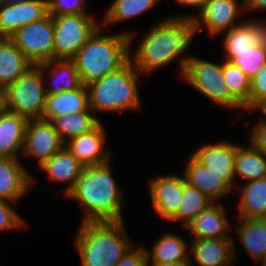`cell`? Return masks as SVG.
Returning a JSON list of instances; mask_svg holds the SVG:
<instances>
[{"label": "cell", "instance_id": "1", "mask_svg": "<svg viewBox=\"0 0 266 266\" xmlns=\"http://www.w3.org/2000/svg\"><path fill=\"white\" fill-rule=\"evenodd\" d=\"M167 16L154 22L140 39L136 38L137 32H129L130 45L137 42V46H130V60L145 77L174 62L179 65L181 77L186 61L192 56L187 50L197 35L195 22L190 18Z\"/></svg>", "mask_w": 266, "mask_h": 266}, {"label": "cell", "instance_id": "2", "mask_svg": "<svg viewBox=\"0 0 266 266\" xmlns=\"http://www.w3.org/2000/svg\"><path fill=\"white\" fill-rule=\"evenodd\" d=\"M111 162L84 167L74 188L65 197L83 210L82 222H122L124 195L113 175Z\"/></svg>", "mask_w": 266, "mask_h": 266}, {"label": "cell", "instance_id": "3", "mask_svg": "<svg viewBox=\"0 0 266 266\" xmlns=\"http://www.w3.org/2000/svg\"><path fill=\"white\" fill-rule=\"evenodd\" d=\"M73 244L81 266H115L136 244L122 222H82Z\"/></svg>", "mask_w": 266, "mask_h": 266}, {"label": "cell", "instance_id": "4", "mask_svg": "<svg viewBox=\"0 0 266 266\" xmlns=\"http://www.w3.org/2000/svg\"><path fill=\"white\" fill-rule=\"evenodd\" d=\"M129 31L108 33L100 26L72 58L83 85L123 67L130 60Z\"/></svg>", "mask_w": 266, "mask_h": 266}, {"label": "cell", "instance_id": "5", "mask_svg": "<svg viewBox=\"0 0 266 266\" xmlns=\"http://www.w3.org/2000/svg\"><path fill=\"white\" fill-rule=\"evenodd\" d=\"M142 75L129 60L120 69L87 85L90 108L97 113H127L142 110L139 78Z\"/></svg>", "mask_w": 266, "mask_h": 266}, {"label": "cell", "instance_id": "6", "mask_svg": "<svg viewBox=\"0 0 266 266\" xmlns=\"http://www.w3.org/2000/svg\"><path fill=\"white\" fill-rule=\"evenodd\" d=\"M220 62L192 55L186 61L180 79L218 107L244 111V107L229 92L223 74V61Z\"/></svg>", "mask_w": 266, "mask_h": 266}, {"label": "cell", "instance_id": "7", "mask_svg": "<svg viewBox=\"0 0 266 266\" xmlns=\"http://www.w3.org/2000/svg\"><path fill=\"white\" fill-rule=\"evenodd\" d=\"M46 96L40 65H33L3 90V108L28 119L42 118Z\"/></svg>", "mask_w": 266, "mask_h": 266}, {"label": "cell", "instance_id": "8", "mask_svg": "<svg viewBox=\"0 0 266 266\" xmlns=\"http://www.w3.org/2000/svg\"><path fill=\"white\" fill-rule=\"evenodd\" d=\"M89 13L52 15L54 59H72L101 26Z\"/></svg>", "mask_w": 266, "mask_h": 266}, {"label": "cell", "instance_id": "9", "mask_svg": "<svg viewBox=\"0 0 266 266\" xmlns=\"http://www.w3.org/2000/svg\"><path fill=\"white\" fill-rule=\"evenodd\" d=\"M53 37V16L48 14L20 28L10 38L33 65H39L54 59Z\"/></svg>", "mask_w": 266, "mask_h": 266}, {"label": "cell", "instance_id": "10", "mask_svg": "<svg viewBox=\"0 0 266 266\" xmlns=\"http://www.w3.org/2000/svg\"><path fill=\"white\" fill-rule=\"evenodd\" d=\"M244 14V0H208L193 21L197 34L205 29L211 38H219L220 34L241 24L239 19Z\"/></svg>", "mask_w": 266, "mask_h": 266}, {"label": "cell", "instance_id": "11", "mask_svg": "<svg viewBox=\"0 0 266 266\" xmlns=\"http://www.w3.org/2000/svg\"><path fill=\"white\" fill-rule=\"evenodd\" d=\"M65 146L52 123L42 118L29 119L21 158L37 160L38 168Z\"/></svg>", "mask_w": 266, "mask_h": 266}, {"label": "cell", "instance_id": "12", "mask_svg": "<svg viewBox=\"0 0 266 266\" xmlns=\"http://www.w3.org/2000/svg\"><path fill=\"white\" fill-rule=\"evenodd\" d=\"M189 239V260L192 266L196 263V266H233L234 261L238 260V244H235L233 237Z\"/></svg>", "mask_w": 266, "mask_h": 266}, {"label": "cell", "instance_id": "13", "mask_svg": "<svg viewBox=\"0 0 266 266\" xmlns=\"http://www.w3.org/2000/svg\"><path fill=\"white\" fill-rule=\"evenodd\" d=\"M150 201L155 214L168 221L178 210L183 198V174L168 173L148 181Z\"/></svg>", "mask_w": 266, "mask_h": 266}, {"label": "cell", "instance_id": "14", "mask_svg": "<svg viewBox=\"0 0 266 266\" xmlns=\"http://www.w3.org/2000/svg\"><path fill=\"white\" fill-rule=\"evenodd\" d=\"M101 121L94 129L73 137L65 142V147L85 167L101 165L113 160L109 148H106L107 133Z\"/></svg>", "mask_w": 266, "mask_h": 266}, {"label": "cell", "instance_id": "15", "mask_svg": "<svg viewBox=\"0 0 266 266\" xmlns=\"http://www.w3.org/2000/svg\"><path fill=\"white\" fill-rule=\"evenodd\" d=\"M191 154L204 166L210 168L225 180L234 190L236 143L216 141L198 146Z\"/></svg>", "mask_w": 266, "mask_h": 266}, {"label": "cell", "instance_id": "16", "mask_svg": "<svg viewBox=\"0 0 266 266\" xmlns=\"http://www.w3.org/2000/svg\"><path fill=\"white\" fill-rule=\"evenodd\" d=\"M49 14L48 0H28L0 6V37L10 38L20 28Z\"/></svg>", "mask_w": 266, "mask_h": 266}, {"label": "cell", "instance_id": "17", "mask_svg": "<svg viewBox=\"0 0 266 266\" xmlns=\"http://www.w3.org/2000/svg\"><path fill=\"white\" fill-rule=\"evenodd\" d=\"M36 181L22 160L0 157V199L17 203L32 192Z\"/></svg>", "mask_w": 266, "mask_h": 266}, {"label": "cell", "instance_id": "18", "mask_svg": "<svg viewBox=\"0 0 266 266\" xmlns=\"http://www.w3.org/2000/svg\"><path fill=\"white\" fill-rule=\"evenodd\" d=\"M228 210L223 202H213L184 228L189 238L212 239L233 237ZM232 234V235H231Z\"/></svg>", "mask_w": 266, "mask_h": 266}, {"label": "cell", "instance_id": "19", "mask_svg": "<svg viewBox=\"0 0 266 266\" xmlns=\"http://www.w3.org/2000/svg\"><path fill=\"white\" fill-rule=\"evenodd\" d=\"M185 161L182 170L185 181L213 202H222L227 194L233 193V188L225 180L200 163L192 154Z\"/></svg>", "mask_w": 266, "mask_h": 266}, {"label": "cell", "instance_id": "20", "mask_svg": "<svg viewBox=\"0 0 266 266\" xmlns=\"http://www.w3.org/2000/svg\"><path fill=\"white\" fill-rule=\"evenodd\" d=\"M254 19L244 20L223 35L220 34L222 51L244 52L253 46H266V20L262 17Z\"/></svg>", "mask_w": 266, "mask_h": 266}, {"label": "cell", "instance_id": "21", "mask_svg": "<svg viewBox=\"0 0 266 266\" xmlns=\"http://www.w3.org/2000/svg\"><path fill=\"white\" fill-rule=\"evenodd\" d=\"M84 165L81 164L73 154L64 146L54 155H52L39 168L45 172L47 179L51 182L64 183L61 192L64 197L74 188L77 180L82 174Z\"/></svg>", "mask_w": 266, "mask_h": 266}, {"label": "cell", "instance_id": "22", "mask_svg": "<svg viewBox=\"0 0 266 266\" xmlns=\"http://www.w3.org/2000/svg\"><path fill=\"white\" fill-rule=\"evenodd\" d=\"M28 120L4 108L0 110V157L21 158Z\"/></svg>", "mask_w": 266, "mask_h": 266}, {"label": "cell", "instance_id": "23", "mask_svg": "<svg viewBox=\"0 0 266 266\" xmlns=\"http://www.w3.org/2000/svg\"><path fill=\"white\" fill-rule=\"evenodd\" d=\"M40 65L47 94H59L83 84L72 59H53Z\"/></svg>", "mask_w": 266, "mask_h": 266}, {"label": "cell", "instance_id": "24", "mask_svg": "<svg viewBox=\"0 0 266 266\" xmlns=\"http://www.w3.org/2000/svg\"><path fill=\"white\" fill-rule=\"evenodd\" d=\"M153 246L145 247L148 264H167L180 261H190V239L185 240L178 233L162 232L161 235L153 241Z\"/></svg>", "mask_w": 266, "mask_h": 266}, {"label": "cell", "instance_id": "25", "mask_svg": "<svg viewBox=\"0 0 266 266\" xmlns=\"http://www.w3.org/2000/svg\"><path fill=\"white\" fill-rule=\"evenodd\" d=\"M237 189V190H236ZM239 193L237 217L246 220L266 218V178L238 183L235 190ZM239 203V204H238Z\"/></svg>", "mask_w": 266, "mask_h": 266}, {"label": "cell", "instance_id": "26", "mask_svg": "<svg viewBox=\"0 0 266 266\" xmlns=\"http://www.w3.org/2000/svg\"><path fill=\"white\" fill-rule=\"evenodd\" d=\"M92 111L87 85L59 94H47L42 119L50 121L53 117Z\"/></svg>", "mask_w": 266, "mask_h": 266}, {"label": "cell", "instance_id": "27", "mask_svg": "<svg viewBox=\"0 0 266 266\" xmlns=\"http://www.w3.org/2000/svg\"><path fill=\"white\" fill-rule=\"evenodd\" d=\"M33 64L11 38L0 37V88L4 90Z\"/></svg>", "mask_w": 266, "mask_h": 266}, {"label": "cell", "instance_id": "28", "mask_svg": "<svg viewBox=\"0 0 266 266\" xmlns=\"http://www.w3.org/2000/svg\"><path fill=\"white\" fill-rule=\"evenodd\" d=\"M238 224H234V234L238 236V242L246 250L252 262H258L266 255V218L246 220L237 218Z\"/></svg>", "mask_w": 266, "mask_h": 266}, {"label": "cell", "instance_id": "29", "mask_svg": "<svg viewBox=\"0 0 266 266\" xmlns=\"http://www.w3.org/2000/svg\"><path fill=\"white\" fill-rule=\"evenodd\" d=\"M248 143V145H247ZM244 146L236 143L235 181L244 183L266 178V157L249 142ZM238 180V181H237Z\"/></svg>", "mask_w": 266, "mask_h": 266}, {"label": "cell", "instance_id": "30", "mask_svg": "<svg viewBox=\"0 0 266 266\" xmlns=\"http://www.w3.org/2000/svg\"><path fill=\"white\" fill-rule=\"evenodd\" d=\"M161 0H113L100 17L101 26L109 29L112 25L141 17Z\"/></svg>", "mask_w": 266, "mask_h": 266}, {"label": "cell", "instance_id": "31", "mask_svg": "<svg viewBox=\"0 0 266 266\" xmlns=\"http://www.w3.org/2000/svg\"><path fill=\"white\" fill-rule=\"evenodd\" d=\"M93 111H82L75 114H67L53 117L50 122L59 133L61 139L67 142L69 139L79 136L94 129L101 119Z\"/></svg>", "mask_w": 266, "mask_h": 266}, {"label": "cell", "instance_id": "32", "mask_svg": "<svg viewBox=\"0 0 266 266\" xmlns=\"http://www.w3.org/2000/svg\"><path fill=\"white\" fill-rule=\"evenodd\" d=\"M213 201L185 181L183 175V198L177 212L167 221L180 222L182 230L203 210L210 206Z\"/></svg>", "mask_w": 266, "mask_h": 266}, {"label": "cell", "instance_id": "33", "mask_svg": "<svg viewBox=\"0 0 266 266\" xmlns=\"http://www.w3.org/2000/svg\"><path fill=\"white\" fill-rule=\"evenodd\" d=\"M223 74L230 94L249 112L250 78L231 62L223 60Z\"/></svg>", "mask_w": 266, "mask_h": 266}, {"label": "cell", "instance_id": "34", "mask_svg": "<svg viewBox=\"0 0 266 266\" xmlns=\"http://www.w3.org/2000/svg\"><path fill=\"white\" fill-rule=\"evenodd\" d=\"M223 54L225 55L222 57L224 60L238 66L250 79L266 63V46H253L248 51L224 52Z\"/></svg>", "mask_w": 266, "mask_h": 266}, {"label": "cell", "instance_id": "35", "mask_svg": "<svg viewBox=\"0 0 266 266\" xmlns=\"http://www.w3.org/2000/svg\"><path fill=\"white\" fill-rule=\"evenodd\" d=\"M12 201L0 199V232L8 230L26 229L28 226L24 218L16 211Z\"/></svg>", "mask_w": 266, "mask_h": 266}, {"label": "cell", "instance_id": "36", "mask_svg": "<svg viewBox=\"0 0 266 266\" xmlns=\"http://www.w3.org/2000/svg\"><path fill=\"white\" fill-rule=\"evenodd\" d=\"M86 0H48L51 15H68L90 13L85 6Z\"/></svg>", "mask_w": 266, "mask_h": 266}, {"label": "cell", "instance_id": "37", "mask_svg": "<svg viewBox=\"0 0 266 266\" xmlns=\"http://www.w3.org/2000/svg\"><path fill=\"white\" fill-rule=\"evenodd\" d=\"M266 98V63L257 74L250 79L249 112Z\"/></svg>", "mask_w": 266, "mask_h": 266}, {"label": "cell", "instance_id": "38", "mask_svg": "<svg viewBox=\"0 0 266 266\" xmlns=\"http://www.w3.org/2000/svg\"><path fill=\"white\" fill-rule=\"evenodd\" d=\"M251 126L247 141L266 157V124L257 120Z\"/></svg>", "mask_w": 266, "mask_h": 266}, {"label": "cell", "instance_id": "39", "mask_svg": "<svg viewBox=\"0 0 266 266\" xmlns=\"http://www.w3.org/2000/svg\"><path fill=\"white\" fill-rule=\"evenodd\" d=\"M115 266H148L145 245L133 246Z\"/></svg>", "mask_w": 266, "mask_h": 266}, {"label": "cell", "instance_id": "40", "mask_svg": "<svg viewBox=\"0 0 266 266\" xmlns=\"http://www.w3.org/2000/svg\"><path fill=\"white\" fill-rule=\"evenodd\" d=\"M208 0H174L175 3L180 7L195 9V14L191 13H179V14H170V17H181V18H190L193 19L204 7ZM172 15V16H171Z\"/></svg>", "mask_w": 266, "mask_h": 266}, {"label": "cell", "instance_id": "41", "mask_svg": "<svg viewBox=\"0 0 266 266\" xmlns=\"http://www.w3.org/2000/svg\"><path fill=\"white\" fill-rule=\"evenodd\" d=\"M245 3V15L254 12H266V0H244Z\"/></svg>", "mask_w": 266, "mask_h": 266}, {"label": "cell", "instance_id": "42", "mask_svg": "<svg viewBox=\"0 0 266 266\" xmlns=\"http://www.w3.org/2000/svg\"><path fill=\"white\" fill-rule=\"evenodd\" d=\"M258 111V113L261 115L260 122H263L266 124V98L261 100L252 110L251 112Z\"/></svg>", "mask_w": 266, "mask_h": 266}, {"label": "cell", "instance_id": "43", "mask_svg": "<svg viewBox=\"0 0 266 266\" xmlns=\"http://www.w3.org/2000/svg\"><path fill=\"white\" fill-rule=\"evenodd\" d=\"M148 266H192L190 261H180L176 263H167V264H148Z\"/></svg>", "mask_w": 266, "mask_h": 266}, {"label": "cell", "instance_id": "44", "mask_svg": "<svg viewBox=\"0 0 266 266\" xmlns=\"http://www.w3.org/2000/svg\"><path fill=\"white\" fill-rule=\"evenodd\" d=\"M18 1H28V0H0V6L5 5L6 3H15Z\"/></svg>", "mask_w": 266, "mask_h": 266}, {"label": "cell", "instance_id": "45", "mask_svg": "<svg viewBox=\"0 0 266 266\" xmlns=\"http://www.w3.org/2000/svg\"><path fill=\"white\" fill-rule=\"evenodd\" d=\"M3 109V90L0 88V110Z\"/></svg>", "mask_w": 266, "mask_h": 266}, {"label": "cell", "instance_id": "46", "mask_svg": "<svg viewBox=\"0 0 266 266\" xmlns=\"http://www.w3.org/2000/svg\"><path fill=\"white\" fill-rule=\"evenodd\" d=\"M256 263H259L260 266H266V255Z\"/></svg>", "mask_w": 266, "mask_h": 266}]
</instances>
